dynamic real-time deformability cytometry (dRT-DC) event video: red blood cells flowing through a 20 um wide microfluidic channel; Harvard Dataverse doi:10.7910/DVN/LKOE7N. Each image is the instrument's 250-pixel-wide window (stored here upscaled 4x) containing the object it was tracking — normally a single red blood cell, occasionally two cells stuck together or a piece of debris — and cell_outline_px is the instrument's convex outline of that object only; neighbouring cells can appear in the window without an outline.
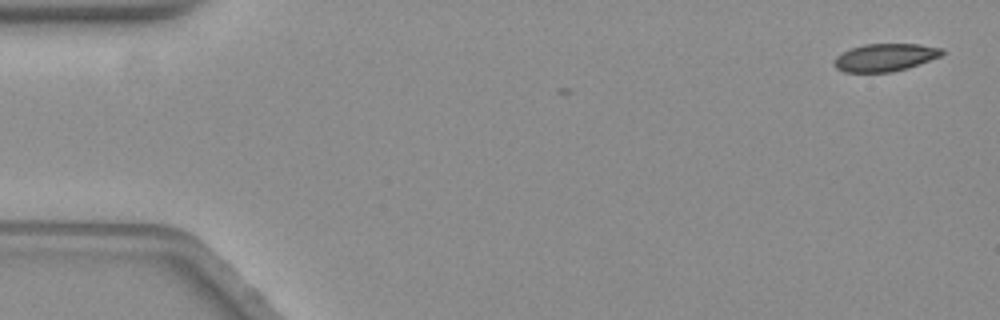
{"species": "common noctule bat (a hibernating species)", "species_latin": "Nyctalus noctula", "temperature_condition": "warm", "stored_images_in_passage": 2, "camera_frame_rate_fps": 3000, "um_per_image_px": 0.085, "animal": {"sex": "female", "body_mass_g": 19.3, "forearm_length_mm": 54.1}, "frame": {"image": 1, "passage_image": 2, "time_ms": 0.333, "image_size_px": [1000, 320], "cell_outline_px": [[944, 52], [940, 56], [908, 68], [892, 72], [844, 72], [836, 68], [832, 60], [836, 56], [852, 48], [864, 44], [920, 44], [944, 48]], "centroid_in_image_um": [75.23, 4.88], "position_along_channel_um": 9.8, "area_um2": 17.4}}